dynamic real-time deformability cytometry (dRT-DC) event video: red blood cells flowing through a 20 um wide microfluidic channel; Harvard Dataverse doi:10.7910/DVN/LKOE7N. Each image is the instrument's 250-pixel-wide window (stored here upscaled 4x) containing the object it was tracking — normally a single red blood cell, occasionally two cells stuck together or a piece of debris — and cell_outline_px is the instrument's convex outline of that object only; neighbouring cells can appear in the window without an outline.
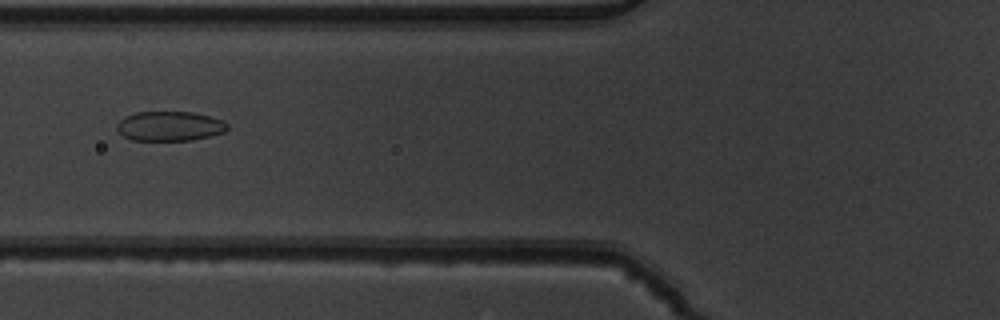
{"species": "common noctule bat (a hibernating species)", "species_latin": "Nyctalus noctula", "temperature_condition": "warm", "stored_images_in_passage": 10, "camera_frame_rate_fps": 3000, "um_per_image_px": 0.085, "animal": {"sex": "male", "body_mass_g": 19.5, "forearm_length_mm": 54.6}, "frame": {"image": 1, "passage_image": 6, "time_ms": 1.667, "image_size_px": [1000, 320], "cell_outline_px": [[228, 128], [224, 132], [192, 140], [132, 140], [124, 136], [116, 128], [116, 124], [124, 116], [136, 112], [192, 112], [224, 120], [228, 124]], "centroid_in_image_um": [14.41, 10.71], "position_along_channel_um": 111.4, "area_um2": 19.02}}
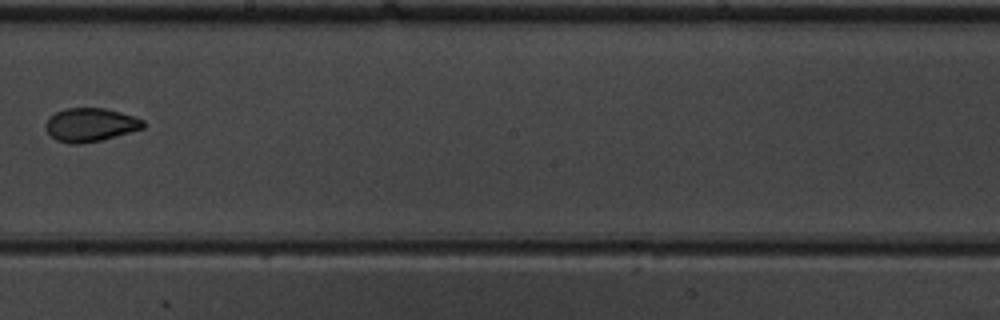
{"frame": {"image": 2, "passage_image": 9, "time_ms": 2.667, "image_size_px": [1000, 320], "cell_outline_px": [[144, 128], [100, 140], [80, 144], [68, 144], [56, 140], [48, 132], [44, 124], [48, 116], [64, 108], [104, 108], [120, 112], [144, 120]], "centroid_in_image_um": [7.63, 10.6], "position_along_channel_um": 240.6, "area_um2": 19.02}}
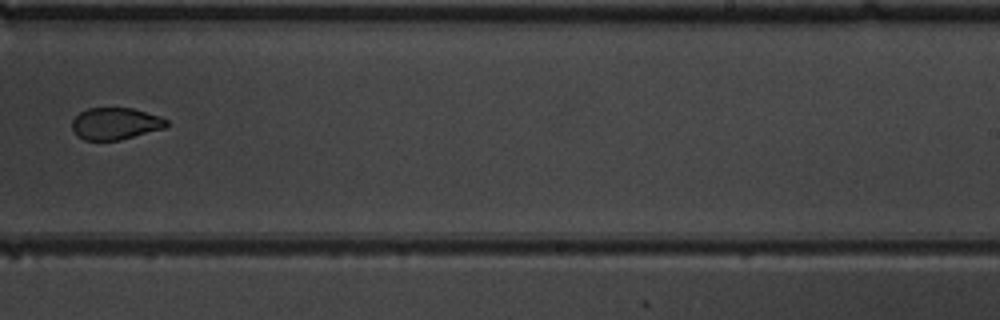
{"frame": {"image": 3, "passage_image": 10, "time_ms": 3.0, "image_size_px": [1000, 320], "cell_outline_px": [[168, 124], [164, 128], [120, 140], [84, 140], [76, 136], [72, 128], [72, 120], [80, 112], [88, 108], [132, 108], [160, 116], [168, 120]], "centroid_in_image_um": [9.79, 10.51], "position_along_channel_um": 279.2, "area_um2": 17.57}}